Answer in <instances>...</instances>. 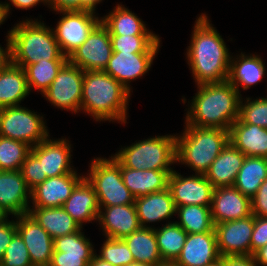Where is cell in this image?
I'll list each match as a JSON object with an SVG mask.
<instances>
[{"instance_id":"obj_1","label":"cell","mask_w":267,"mask_h":266,"mask_svg":"<svg viewBox=\"0 0 267 266\" xmlns=\"http://www.w3.org/2000/svg\"><path fill=\"white\" fill-rule=\"evenodd\" d=\"M207 14L197 17L186 51V59L196 85L227 81L231 56L226 42Z\"/></svg>"},{"instance_id":"obj_2","label":"cell","mask_w":267,"mask_h":266,"mask_svg":"<svg viewBox=\"0 0 267 266\" xmlns=\"http://www.w3.org/2000/svg\"><path fill=\"white\" fill-rule=\"evenodd\" d=\"M187 108L185 123L200 128L229 130L239 118L242 95L228 81L197 85Z\"/></svg>"},{"instance_id":"obj_3","label":"cell","mask_w":267,"mask_h":266,"mask_svg":"<svg viewBox=\"0 0 267 266\" xmlns=\"http://www.w3.org/2000/svg\"><path fill=\"white\" fill-rule=\"evenodd\" d=\"M131 93L101 70L84 71L81 110L95 121L126 124Z\"/></svg>"},{"instance_id":"obj_4","label":"cell","mask_w":267,"mask_h":266,"mask_svg":"<svg viewBox=\"0 0 267 266\" xmlns=\"http://www.w3.org/2000/svg\"><path fill=\"white\" fill-rule=\"evenodd\" d=\"M38 19H25L14 24L11 32L12 63L35 64L44 60H68L55 39L52 27Z\"/></svg>"},{"instance_id":"obj_5","label":"cell","mask_w":267,"mask_h":266,"mask_svg":"<svg viewBox=\"0 0 267 266\" xmlns=\"http://www.w3.org/2000/svg\"><path fill=\"white\" fill-rule=\"evenodd\" d=\"M228 142L229 130L185 124L183 133L176 134V163L205 174Z\"/></svg>"},{"instance_id":"obj_6","label":"cell","mask_w":267,"mask_h":266,"mask_svg":"<svg viewBox=\"0 0 267 266\" xmlns=\"http://www.w3.org/2000/svg\"><path fill=\"white\" fill-rule=\"evenodd\" d=\"M122 147L113 156L127 168L160 170L171 174L176 163V135H158Z\"/></svg>"},{"instance_id":"obj_7","label":"cell","mask_w":267,"mask_h":266,"mask_svg":"<svg viewBox=\"0 0 267 266\" xmlns=\"http://www.w3.org/2000/svg\"><path fill=\"white\" fill-rule=\"evenodd\" d=\"M89 167L84 177L93 186L99 207L134 204L135 197L123 182L121 163L114 156L94 157Z\"/></svg>"},{"instance_id":"obj_8","label":"cell","mask_w":267,"mask_h":266,"mask_svg":"<svg viewBox=\"0 0 267 266\" xmlns=\"http://www.w3.org/2000/svg\"><path fill=\"white\" fill-rule=\"evenodd\" d=\"M27 107L12 106L0 109V136L27 143L33 147L49 136L44 116Z\"/></svg>"},{"instance_id":"obj_9","label":"cell","mask_w":267,"mask_h":266,"mask_svg":"<svg viewBox=\"0 0 267 266\" xmlns=\"http://www.w3.org/2000/svg\"><path fill=\"white\" fill-rule=\"evenodd\" d=\"M83 79V69L67 61L49 88L41 95L58 109L79 113Z\"/></svg>"},{"instance_id":"obj_10","label":"cell","mask_w":267,"mask_h":266,"mask_svg":"<svg viewBox=\"0 0 267 266\" xmlns=\"http://www.w3.org/2000/svg\"><path fill=\"white\" fill-rule=\"evenodd\" d=\"M62 17L52 28L62 53L69 57L72 52L81 46L92 30L101 22L96 12L85 11H60Z\"/></svg>"},{"instance_id":"obj_11","label":"cell","mask_w":267,"mask_h":266,"mask_svg":"<svg viewBox=\"0 0 267 266\" xmlns=\"http://www.w3.org/2000/svg\"><path fill=\"white\" fill-rule=\"evenodd\" d=\"M113 53L108 29L100 22L86 41L75 49L68 61L83 71H103Z\"/></svg>"},{"instance_id":"obj_12","label":"cell","mask_w":267,"mask_h":266,"mask_svg":"<svg viewBox=\"0 0 267 266\" xmlns=\"http://www.w3.org/2000/svg\"><path fill=\"white\" fill-rule=\"evenodd\" d=\"M182 176L175 170L170 174L168 188L175 206H211L214 187L204 174Z\"/></svg>"},{"instance_id":"obj_13","label":"cell","mask_w":267,"mask_h":266,"mask_svg":"<svg viewBox=\"0 0 267 266\" xmlns=\"http://www.w3.org/2000/svg\"><path fill=\"white\" fill-rule=\"evenodd\" d=\"M253 228V214L242 219L215 224L220 256L251 255Z\"/></svg>"},{"instance_id":"obj_14","label":"cell","mask_w":267,"mask_h":266,"mask_svg":"<svg viewBox=\"0 0 267 266\" xmlns=\"http://www.w3.org/2000/svg\"><path fill=\"white\" fill-rule=\"evenodd\" d=\"M30 152L40 161L42 176L47 178L77 172L71 166V144L68 138L50 139V135ZM73 167V168H72Z\"/></svg>"},{"instance_id":"obj_15","label":"cell","mask_w":267,"mask_h":266,"mask_svg":"<svg viewBox=\"0 0 267 266\" xmlns=\"http://www.w3.org/2000/svg\"><path fill=\"white\" fill-rule=\"evenodd\" d=\"M81 227L78 231L53 239V254L49 266H88L96 254Z\"/></svg>"},{"instance_id":"obj_16","label":"cell","mask_w":267,"mask_h":266,"mask_svg":"<svg viewBox=\"0 0 267 266\" xmlns=\"http://www.w3.org/2000/svg\"><path fill=\"white\" fill-rule=\"evenodd\" d=\"M17 232L22 237L33 266H49L53 254V238L29 214L15 216Z\"/></svg>"},{"instance_id":"obj_17","label":"cell","mask_w":267,"mask_h":266,"mask_svg":"<svg viewBox=\"0 0 267 266\" xmlns=\"http://www.w3.org/2000/svg\"><path fill=\"white\" fill-rule=\"evenodd\" d=\"M220 257L214 229L210 232L188 234L174 263L177 266H217Z\"/></svg>"},{"instance_id":"obj_18","label":"cell","mask_w":267,"mask_h":266,"mask_svg":"<svg viewBox=\"0 0 267 266\" xmlns=\"http://www.w3.org/2000/svg\"><path fill=\"white\" fill-rule=\"evenodd\" d=\"M158 53L113 52L106 68L103 70L130 93V82L144 76L151 68Z\"/></svg>"},{"instance_id":"obj_19","label":"cell","mask_w":267,"mask_h":266,"mask_svg":"<svg viewBox=\"0 0 267 266\" xmlns=\"http://www.w3.org/2000/svg\"><path fill=\"white\" fill-rule=\"evenodd\" d=\"M251 199L234 186L217 187L213 190L211 215L214 224L248 217Z\"/></svg>"},{"instance_id":"obj_20","label":"cell","mask_w":267,"mask_h":266,"mask_svg":"<svg viewBox=\"0 0 267 266\" xmlns=\"http://www.w3.org/2000/svg\"><path fill=\"white\" fill-rule=\"evenodd\" d=\"M31 190L20 170H0V207L9 216H19L29 212Z\"/></svg>"},{"instance_id":"obj_21","label":"cell","mask_w":267,"mask_h":266,"mask_svg":"<svg viewBox=\"0 0 267 266\" xmlns=\"http://www.w3.org/2000/svg\"><path fill=\"white\" fill-rule=\"evenodd\" d=\"M84 178L74 172L45 179L31 190L30 207H62L73 189Z\"/></svg>"},{"instance_id":"obj_22","label":"cell","mask_w":267,"mask_h":266,"mask_svg":"<svg viewBox=\"0 0 267 266\" xmlns=\"http://www.w3.org/2000/svg\"><path fill=\"white\" fill-rule=\"evenodd\" d=\"M99 208L97 221L105 238L123 239L141 227L135 204Z\"/></svg>"},{"instance_id":"obj_23","label":"cell","mask_w":267,"mask_h":266,"mask_svg":"<svg viewBox=\"0 0 267 266\" xmlns=\"http://www.w3.org/2000/svg\"><path fill=\"white\" fill-rule=\"evenodd\" d=\"M134 204L141 227L152 228L150 223L171 219L176 214V206L169 188L137 197Z\"/></svg>"},{"instance_id":"obj_24","label":"cell","mask_w":267,"mask_h":266,"mask_svg":"<svg viewBox=\"0 0 267 266\" xmlns=\"http://www.w3.org/2000/svg\"><path fill=\"white\" fill-rule=\"evenodd\" d=\"M62 208L81 226L83 223L97 222L99 205L93 186L84 177L73 189Z\"/></svg>"},{"instance_id":"obj_25","label":"cell","mask_w":267,"mask_h":266,"mask_svg":"<svg viewBox=\"0 0 267 266\" xmlns=\"http://www.w3.org/2000/svg\"><path fill=\"white\" fill-rule=\"evenodd\" d=\"M229 142L246 156L267 158V128L237 119L229 129Z\"/></svg>"},{"instance_id":"obj_26","label":"cell","mask_w":267,"mask_h":266,"mask_svg":"<svg viewBox=\"0 0 267 266\" xmlns=\"http://www.w3.org/2000/svg\"><path fill=\"white\" fill-rule=\"evenodd\" d=\"M245 157L228 142L204 175L214 188L233 186Z\"/></svg>"},{"instance_id":"obj_27","label":"cell","mask_w":267,"mask_h":266,"mask_svg":"<svg viewBox=\"0 0 267 266\" xmlns=\"http://www.w3.org/2000/svg\"><path fill=\"white\" fill-rule=\"evenodd\" d=\"M236 57L231 56L227 81L241 93L240 87L248 90L263 80L266 75V66L260 55H245L241 52Z\"/></svg>"},{"instance_id":"obj_28","label":"cell","mask_w":267,"mask_h":266,"mask_svg":"<svg viewBox=\"0 0 267 266\" xmlns=\"http://www.w3.org/2000/svg\"><path fill=\"white\" fill-rule=\"evenodd\" d=\"M121 174L124 185L135 198L168 188L170 174L167 171L134 170L121 164Z\"/></svg>"},{"instance_id":"obj_29","label":"cell","mask_w":267,"mask_h":266,"mask_svg":"<svg viewBox=\"0 0 267 266\" xmlns=\"http://www.w3.org/2000/svg\"><path fill=\"white\" fill-rule=\"evenodd\" d=\"M30 90L24 69L12 62L0 69V109L20 106Z\"/></svg>"},{"instance_id":"obj_30","label":"cell","mask_w":267,"mask_h":266,"mask_svg":"<svg viewBox=\"0 0 267 266\" xmlns=\"http://www.w3.org/2000/svg\"><path fill=\"white\" fill-rule=\"evenodd\" d=\"M28 213L53 239L72 234L81 228L62 207H30Z\"/></svg>"},{"instance_id":"obj_31","label":"cell","mask_w":267,"mask_h":266,"mask_svg":"<svg viewBox=\"0 0 267 266\" xmlns=\"http://www.w3.org/2000/svg\"><path fill=\"white\" fill-rule=\"evenodd\" d=\"M123 240L130 249L135 263L156 266L164 262L158 249L154 226L140 227Z\"/></svg>"},{"instance_id":"obj_32","label":"cell","mask_w":267,"mask_h":266,"mask_svg":"<svg viewBox=\"0 0 267 266\" xmlns=\"http://www.w3.org/2000/svg\"><path fill=\"white\" fill-rule=\"evenodd\" d=\"M107 14L100 18L110 35H156L142 19L122 4L118 3Z\"/></svg>"},{"instance_id":"obj_33","label":"cell","mask_w":267,"mask_h":266,"mask_svg":"<svg viewBox=\"0 0 267 266\" xmlns=\"http://www.w3.org/2000/svg\"><path fill=\"white\" fill-rule=\"evenodd\" d=\"M266 179L267 158L246 156L233 186L251 199Z\"/></svg>"},{"instance_id":"obj_34","label":"cell","mask_w":267,"mask_h":266,"mask_svg":"<svg viewBox=\"0 0 267 266\" xmlns=\"http://www.w3.org/2000/svg\"><path fill=\"white\" fill-rule=\"evenodd\" d=\"M154 231L162 260L174 262L183 249L188 233L171 220L160 228L154 227Z\"/></svg>"},{"instance_id":"obj_35","label":"cell","mask_w":267,"mask_h":266,"mask_svg":"<svg viewBox=\"0 0 267 266\" xmlns=\"http://www.w3.org/2000/svg\"><path fill=\"white\" fill-rule=\"evenodd\" d=\"M178 221H175L188 234L213 231L211 206L183 205L176 207Z\"/></svg>"},{"instance_id":"obj_36","label":"cell","mask_w":267,"mask_h":266,"mask_svg":"<svg viewBox=\"0 0 267 266\" xmlns=\"http://www.w3.org/2000/svg\"><path fill=\"white\" fill-rule=\"evenodd\" d=\"M68 60H44L41 59L35 64L30 65H17L24 69L27 84L30 90L40 91V94L44 93L52 81L57 76L59 70Z\"/></svg>"},{"instance_id":"obj_37","label":"cell","mask_w":267,"mask_h":266,"mask_svg":"<svg viewBox=\"0 0 267 266\" xmlns=\"http://www.w3.org/2000/svg\"><path fill=\"white\" fill-rule=\"evenodd\" d=\"M113 52L158 53V35H110Z\"/></svg>"},{"instance_id":"obj_38","label":"cell","mask_w":267,"mask_h":266,"mask_svg":"<svg viewBox=\"0 0 267 266\" xmlns=\"http://www.w3.org/2000/svg\"><path fill=\"white\" fill-rule=\"evenodd\" d=\"M30 150L27 143L0 136V170H20Z\"/></svg>"},{"instance_id":"obj_39","label":"cell","mask_w":267,"mask_h":266,"mask_svg":"<svg viewBox=\"0 0 267 266\" xmlns=\"http://www.w3.org/2000/svg\"><path fill=\"white\" fill-rule=\"evenodd\" d=\"M241 97L239 120L242 123H249L263 128H267V96L252 100V97ZM244 102V103H243Z\"/></svg>"},{"instance_id":"obj_40","label":"cell","mask_w":267,"mask_h":266,"mask_svg":"<svg viewBox=\"0 0 267 266\" xmlns=\"http://www.w3.org/2000/svg\"><path fill=\"white\" fill-rule=\"evenodd\" d=\"M97 256L114 266H128L135 263L133 255L123 239L105 238Z\"/></svg>"},{"instance_id":"obj_41","label":"cell","mask_w":267,"mask_h":266,"mask_svg":"<svg viewBox=\"0 0 267 266\" xmlns=\"http://www.w3.org/2000/svg\"><path fill=\"white\" fill-rule=\"evenodd\" d=\"M0 266H33L29 251L18 232L13 236L11 243L6 248L0 261Z\"/></svg>"},{"instance_id":"obj_42","label":"cell","mask_w":267,"mask_h":266,"mask_svg":"<svg viewBox=\"0 0 267 266\" xmlns=\"http://www.w3.org/2000/svg\"><path fill=\"white\" fill-rule=\"evenodd\" d=\"M20 171L30 190L47 179V176H42L40 161L31 152L26 156Z\"/></svg>"},{"instance_id":"obj_43","label":"cell","mask_w":267,"mask_h":266,"mask_svg":"<svg viewBox=\"0 0 267 266\" xmlns=\"http://www.w3.org/2000/svg\"><path fill=\"white\" fill-rule=\"evenodd\" d=\"M267 245V217L254 216V228L251 236V255Z\"/></svg>"},{"instance_id":"obj_44","label":"cell","mask_w":267,"mask_h":266,"mask_svg":"<svg viewBox=\"0 0 267 266\" xmlns=\"http://www.w3.org/2000/svg\"><path fill=\"white\" fill-rule=\"evenodd\" d=\"M251 212L254 216L267 217V179L251 198Z\"/></svg>"},{"instance_id":"obj_45","label":"cell","mask_w":267,"mask_h":266,"mask_svg":"<svg viewBox=\"0 0 267 266\" xmlns=\"http://www.w3.org/2000/svg\"><path fill=\"white\" fill-rule=\"evenodd\" d=\"M16 233V219L9 220L6 218L0 222V261L2 260L6 248L11 243V240Z\"/></svg>"},{"instance_id":"obj_46","label":"cell","mask_w":267,"mask_h":266,"mask_svg":"<svg viewBox=\"0 0 267 266\" xmlns=\"http://www.w3.org/2000/svg\"><path fill=\"white\" fill-rule=\"evenodd\" d=\"M219 266H258L253 255L221 256Z\"/></svg>"},{"instance_id":"obj_47","label":"cell","mask_w":267,"mask_h":266,"mask_svg":"<svg viewBox=\"0 0 267 266\" xmlns=\"http://www.w3.org/2000/svg\"><path fill=\"white\" fill-rule=\"evenodd\" d=\"M40 3H43L46 6L49 5L48 0H9V3L8 1L7 2L5 1L2 3L5 18H7L11 13L10 12V9H12L11 5L18 9L27 10V9H31L32 7Z\"/></svg>"},{"instance_id":"obj_48","label":"cell","mask_w":267,"mask_h":266,"mask_svg":"<svg viewBox=\"0 0 267 266\" xmlns=\"http://www.w3.org/2000/svg\"><path fill=\"white\" fill-rule=\"evenodd\" d=\"M48 7L53 11H81V0H48Z\"/></svg>"},{"instance_id":"obj_49","label":"cell","mask_w":267,"mask_h":266,"mask_svg":"<svg viewBox=\"0 0 267 266\" xmlns=\"http://www.w3.org/2000/svg\"><path fill=\"white\" fill-rule=\"evenodd\" d=\"M6 47L0 45V69L7 67L12 62L11 52V32L8 31L6 36Z\"/></svg>"},{"instance_id":"obj_50","label":"cell","mask_w":267,"mask_h":266,"mask_svg":"<svg viewBox=\"0 0 267 266\" xmlns=\"http://www.w3.org/2000/svg\"><path fill=\"white\" fill-rule=\"evenodd\" d=\"M253 257L258 266H267V245L257 250Z\"/></svg>"},{"instance_id":"obj_51","label":"cell","mask_w":267,"mask_h":266,"mask_svg":"<svg viewBox=\"0 0 267 266\" xmlns=\"http://www.w3.org/2000/svg\"><path fill=\"white\" fill-rule=\"evenodd\" d=\"M103 0H81V11L96 10L97 4H100Z\"/></svg>"},{"instance_id":"obj_52","label":"cell","mask_w":267,"mask_h":266,"mask_svg":"<svg viewBox=\"0 0 267 266\" xmlns=\"http://www.w3.org/2000/svg\"><path fill=\"white\" fill-rule=\"evenodd\" d=\"M88 266H114V265L99 258L96 252V254L94 255L91 262L88 264Z\"/></svg>"},{"instance_id":"obj_53","label":"cell","mask_w":267,"mask_h":266,"mask_svg":"<svg viewBox=\"0 0 267 266\" xmlns=\"http://www.w3.org/2000/svg\"><path fill=\"white\" fill-rule=\"evenodd\" d=\"M5 20L6 18H5L4 11H3V5H2V2L0 1V25L3 24Z\"/></svg>"},{"instance_id":"obj_54","label":"cell","mask_w":267,"mask_h":266,"mask_svg":"<svg viewBox=\"0 0 267 266\" xmlns=\"http://www.w3.org/2000/svg\"><path fill=\"white\" fill-rule=\"evenodd\" d=\"M9 218L8 215L4 212V210L0 207V222Z\"/></svg>"},{"instance_id":"obj_55","label":"cell","mask_w":267,"mask_h":266,"mask_svg":"<svg viewBox=\"0 0 267 266\" xmlns=\"http://www.w3.org/2000/svg\"><path fill=\"white\" fill-rule=\"evenodd\" d=\"M156 266H177L174 262H163Z\"/></svg>"},{"instance_id":"obj_56","label":"cell","mask_w":267,"mask_h":266,"mask_svg":"<svg viewBox=\"0 0 267 266\" xmlns=\"http://www.w3.org/2000/svg\"><path fill=\"white\" fill-rule=\"evenodd\" d=\"M128 266H149V265H146V264H140V263H133V264L128 265Z\"/></svg>"}]
</instances>
